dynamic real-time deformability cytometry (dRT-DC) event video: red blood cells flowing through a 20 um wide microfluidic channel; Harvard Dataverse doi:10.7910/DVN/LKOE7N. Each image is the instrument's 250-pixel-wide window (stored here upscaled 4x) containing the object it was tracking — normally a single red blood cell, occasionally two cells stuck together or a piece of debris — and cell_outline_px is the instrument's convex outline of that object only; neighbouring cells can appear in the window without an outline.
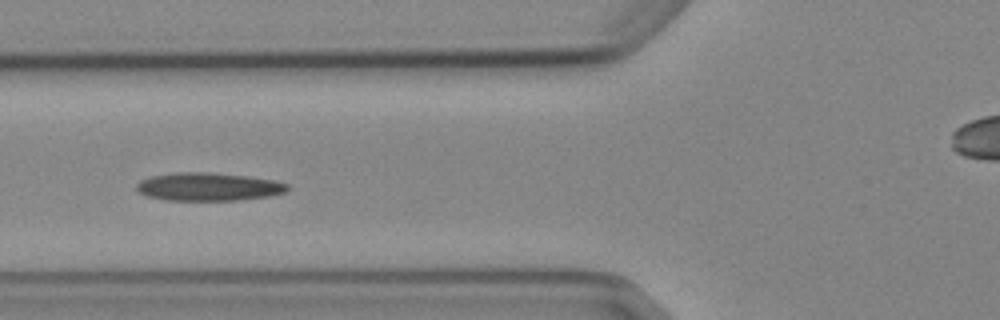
{"species": "Egyptian fruit bat (a non-hibernating species)", "species_latin": "Rousettus aegyptiacus", "temperature_condition": "cold", "stored_images_in_passage": 7, "camera_frame_rate_fps": 3000, "um_per_image_px": 0.085, "animal": {"sex": "female"}, "frame": {"image": 1, "passage_image": 5, "time_ms": 5.0, "image_size_px": [1000, 320], "cell_outline_px": [[288, 192], [268, 196], [240, 200], [164, 200], [148, 196], [140, 192], [136, 188], [136, 184], [140, 180], [152, 176], [176, 172], [208, 172], [248, 176], [276, 180], [288, 184]], "centroid_in_image_um": [17.74, 15.87], "position_along_channel_um": 108.1, "area_um2": 24.8}}